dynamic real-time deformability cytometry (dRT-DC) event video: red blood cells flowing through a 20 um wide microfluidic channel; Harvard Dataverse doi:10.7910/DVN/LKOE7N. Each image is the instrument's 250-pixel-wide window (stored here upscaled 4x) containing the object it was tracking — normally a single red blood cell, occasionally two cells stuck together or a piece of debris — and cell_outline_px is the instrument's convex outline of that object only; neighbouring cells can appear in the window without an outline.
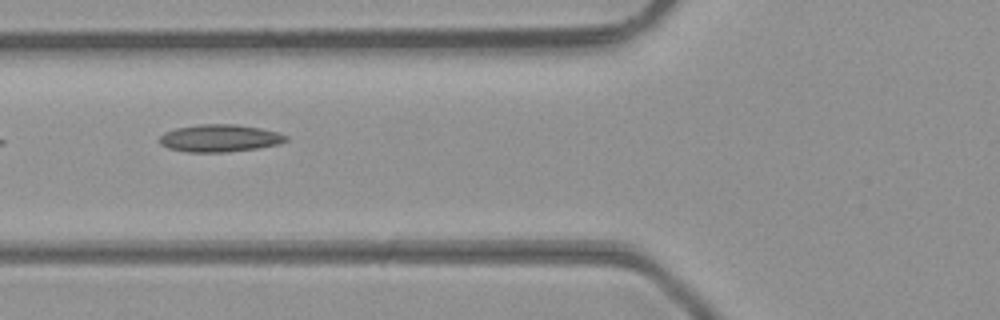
{"species": "common noctule bat (a hibernating species)", "species_latin": "Nyctalus noctula", "temperature_condition": "room temperature", "stored_images_in_passage": 10, "camera_frame_rate_fps": 3000, "um_per_image_px": 0.085, "animal": {"sex": "male", "body_mass_g": 23.1, "forearm_length_mm": 52.7}, "frame": {"image": 1, "passage_image": 4, "time_ms": 1.0, "image_size_px": [1000, 320], "cell_outline_px": [[288, 140], [280, 144], [256, 148], [224, 152], [188, 152], [168, 148], [160, 144], [160, 136], [164, 132], [176, 128], [200, 124], [236, 124], [260, 128], [276, 132], [288, 136]], "centroid_in_image_um": [18.67, 11.74], "position_along_channel_um": 107.1, "area_um2": 20.11}}
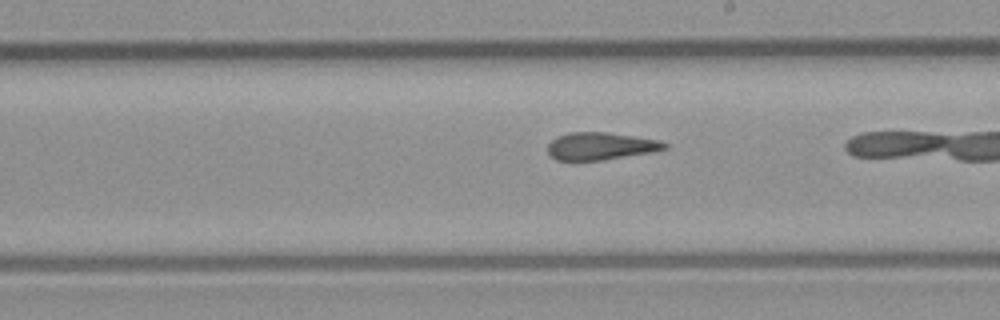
{"frame": {"image": 2, "passage_image": 9, "time_ms": 2.667, "image_size_px": [1000, 320], "cell_outline_px": [[668, 148], [652, 152], [604, 160], [556, 160], [548, 152], [548, 144], [556, 136], [568, 132], [608, 132], [660, 140], [668, 144]], "centroid_in_image_um": [51.06, 12.41], "position_along_channel_um": 237.9, "area_um2": 18.79}}